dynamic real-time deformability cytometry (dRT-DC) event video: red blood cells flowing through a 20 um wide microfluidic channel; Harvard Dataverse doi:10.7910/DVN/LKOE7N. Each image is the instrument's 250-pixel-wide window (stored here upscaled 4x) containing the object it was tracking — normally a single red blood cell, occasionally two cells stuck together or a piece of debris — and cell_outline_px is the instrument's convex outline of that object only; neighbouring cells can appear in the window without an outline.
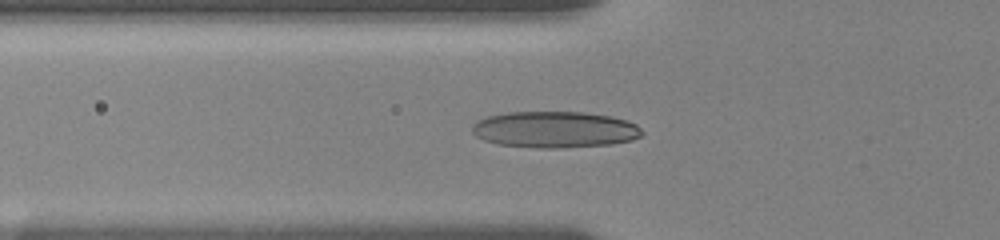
{"species": "human", "species_latin": "Homo sapiens", "temperature_condition": "room temperature", "stored_images_in_passage": 50, "camera_frame_rate_fps": 3000, "um_per_image_px": 0.085, "donor": {"sex": "female"}, "frame": {"image": 1, "passage_image": 2, "time_ms": 0.333, "image_size_px": [1000, 240], "cell_outline_px": [[644, 132], [640, 136], [632, 140], [612, 144], [560, 148], [536, 148], [496, 144], [484, 140], [476, 136], [472, 132], [472, 124], [476, 120], [488, 116], [508, 112], [580, 112], [612, 116], [628, 120], [636, 124]], "centroid_in_image_um": [47.15, 11.01], "position_along_channel_um": 78.7, "area_um2": 36.3}}
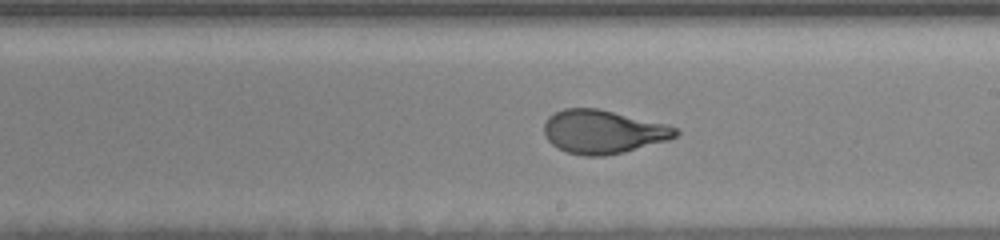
{"frame": {"image": 2, "passage_image": 17, "time_ms": 4.667, "image_size_px": [1000, 240], "cell_outline_px": [[680, 132], [676, 136], [668, 140], [624, 152], [604, 156], [584, 156], [568, 152], [556, 148], [544, 136], [544, 124], [548, 116], [564, 108], [596, 108], [668, 124], [676, 128]], "centroid_in_image_um": [51.25, 11.2], "position_along_channel_um": 237.8, "area_um2": 33.41}}
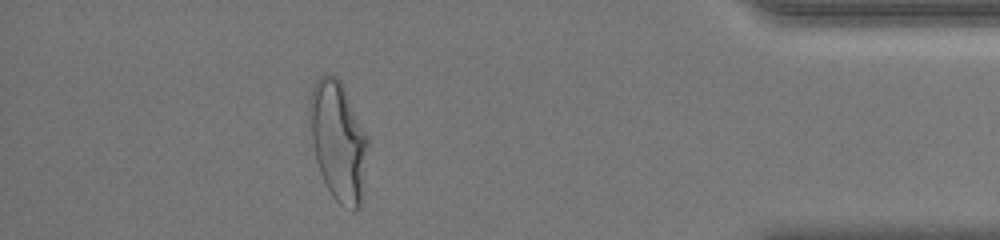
{"frame": {"image": 3, "passage_image": 42, "time_ms": 10.333, "image_size_px": [1000, 240], "cell_outline_px": [[368, 144], [360, 208], [356, 212], [352, 212], [340, 204], [332, 196], [320, 172], [316, 160], [312, 140], [308, 116], [308, 100], [312, 88], [316, 80], [324, 72], [336, 76], [340, 80], [344, 88], [368, 140]], "centroid_in_image_um": [28.71, 11.98], "position_along_channel_um": 406.5, "area_um2": 40.34}, "authors_computed_cell_mechanics": {"area_um2": 33.8708, "velocity_mm_per_s": 3.6437, "shape_relaxation_time_tau1_ms": 4.3626, "shape_relaxation_time_tau2_ms": 0.6578, "deformation_change_tau1": 0.1932, "deformation_change_tau2": 0.0733}}